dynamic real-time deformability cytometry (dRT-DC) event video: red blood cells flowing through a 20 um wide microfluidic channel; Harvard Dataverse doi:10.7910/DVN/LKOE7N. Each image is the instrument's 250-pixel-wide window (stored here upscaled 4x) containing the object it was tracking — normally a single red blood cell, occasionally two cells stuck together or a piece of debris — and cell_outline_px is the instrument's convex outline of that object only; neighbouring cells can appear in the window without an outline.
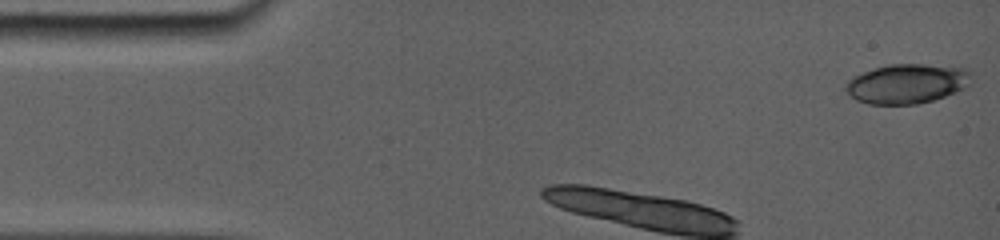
{"species": "common noctule bat (a hibernating species)", "species_latin": "Nyctalus noctula", "temperature_condition": "room temperature", "stored_images_in_passage": 7, "camera_frame_rate_fps": 5000, "um_per_image_px": 0.085, "animal": {"sex": "female", "body_mass_g": 19.0, "forearm_length_mm": 56.7}, "frame": {"image": 1, "passage_image": 1, "time_ms": 0.0, "image_size_px": [1000, 240], "cell_outline_px": [[972, 72], [968, 88], [932, 100], [916, 104], [868, 104], [856, 100], [844, 88], [844, 84], [852, 76], [888, 64], [924, 64], [964, 68]], "centroid_in_image_um": [77.1, 7.11], "position_along_channel_um": 7.9, "area_um2": 29.02}}